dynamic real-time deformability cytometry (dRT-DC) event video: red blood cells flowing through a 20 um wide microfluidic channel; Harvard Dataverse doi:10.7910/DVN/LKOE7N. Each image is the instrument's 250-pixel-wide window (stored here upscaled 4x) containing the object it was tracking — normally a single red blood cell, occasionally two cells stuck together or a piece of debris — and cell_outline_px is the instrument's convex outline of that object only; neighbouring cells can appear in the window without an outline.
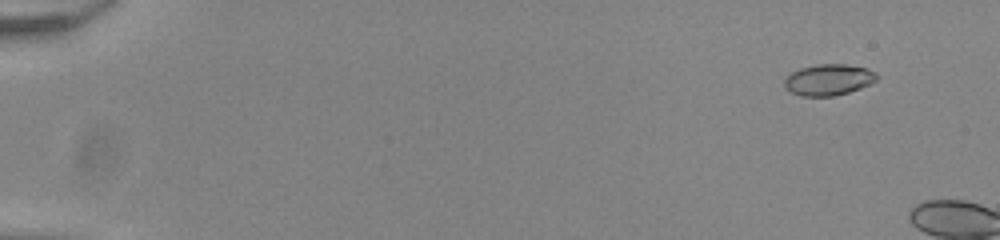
{"species": "common noctule bat (a hibernating species)", "species_latin": "Nyctalus noctula", "temperature_condition": "room temperature", "stored_images_in_passage": 8, "camera_frame_rate_fps": 3000, "um_per_image_px": 0.085, "animal": {"sex": "male", "body_mass_g": 20.0, "forearm_length_mm": 53.3}, "frame": {"image": 1, "passage_image": 2, "time_ms": 0.333, "image_size_px": [1000, 240], "cell_outline_px": [[876, 80], [860, 88], [848, 92], [832, 96], [800, 96], [784, 88], [784, 80], [792, 72], [800, 68], [816, 64], [844, 64], [868, 68], [876, 72]], "centroid_in_image_um": [70.4, 6.77], "position_along_channel_um": 14.6, "area_um2": 16.7}}